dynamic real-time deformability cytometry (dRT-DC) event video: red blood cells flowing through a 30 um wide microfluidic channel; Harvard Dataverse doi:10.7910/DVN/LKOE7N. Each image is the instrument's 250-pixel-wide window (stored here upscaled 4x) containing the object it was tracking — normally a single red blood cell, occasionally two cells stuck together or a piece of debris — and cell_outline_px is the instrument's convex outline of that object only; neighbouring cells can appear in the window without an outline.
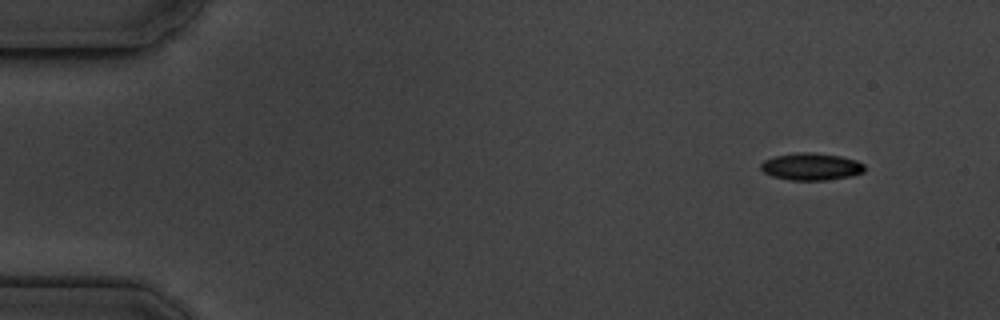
{"species": "common noctule bat (a hibernating species)", "species_latin": "Nyctalus noctula", "temperature_condition": "cold", "stored_images_in_passage": 5, "camera_frame_rate_fps": 3000, "um_per_image_px": 0.085, "animal": {"sex": "male", "body_mass_g": 19.5, "forearm_length_mm": 54.6}, "frame": {"image": 1, "passage_image": 1, "time_ms": 0.0, "image_size_px": [1000, 320], "cell_outline_px": [[864, 172], [852, 176], [828, 180], [792, 180], [772, 176], [764, 172], [760, 168], [760, 164], [764, 160], [772, 156], [796, 152], [812, 152], [840, 156], [856, 160], [864, 164]], "centroid_in_image_um": [68.94, 14.15], "position_along_channel_um": 16.1, "area_um2": 16.59}}
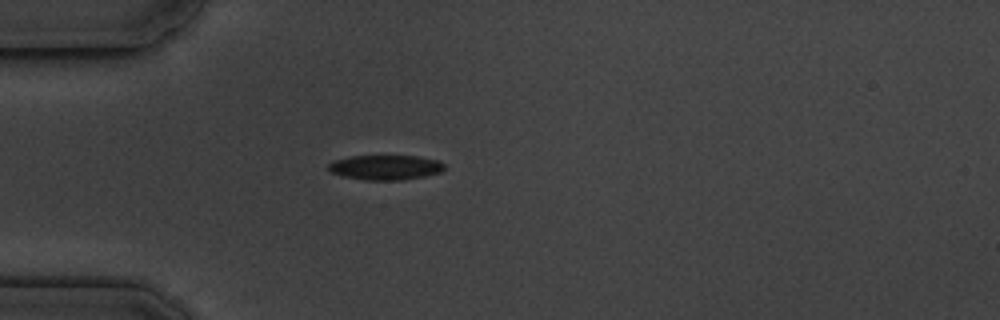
{"frame": {"image": 2, "passage_image": 4, "time_ms": 3.667, "image_size_px": [1000, 320], "cell_outline_px": [[444, 168], [440, 172], [424, 176], [400, 180], [368, 180], [344, 176], [332, 172], [328, 168], [328, 164], [332, 160], [352, 156], [416, 156], [440, 160], [444, 164]], "centroid_in_image_um": [32.77, 14.22], "position_along_channel_um": 52.2, "area_um2": 16.65}}